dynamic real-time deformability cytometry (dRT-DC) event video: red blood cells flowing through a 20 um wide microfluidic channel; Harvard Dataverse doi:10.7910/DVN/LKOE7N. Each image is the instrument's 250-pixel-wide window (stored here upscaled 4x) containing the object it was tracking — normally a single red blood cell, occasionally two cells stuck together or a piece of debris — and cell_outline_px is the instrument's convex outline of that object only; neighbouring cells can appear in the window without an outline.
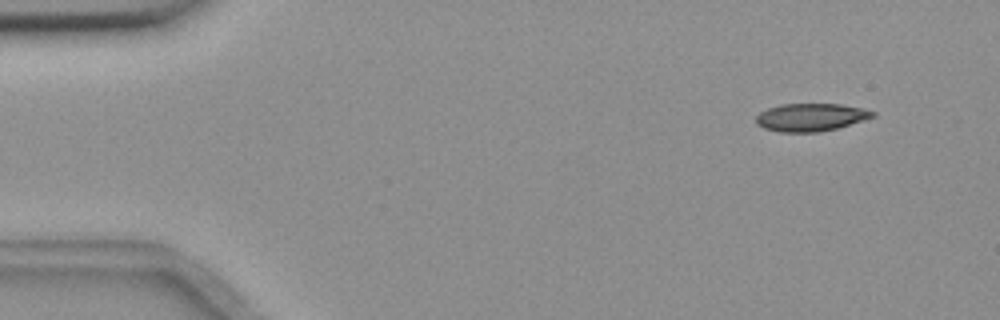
{"species": "common noctule bat (a hibernating species)", "species_latin": "Nyctalus noctula", "temperature_condition": "room temperature", "stored_images_in_passage": 26, "camera_frame_rate_fps": 3000, "um_per_image_px": 0.085, "animal": {"sex": "female", "body_mass_g": 18.4}, "frame": {"image": 1, "passage_image": 1, "time_ms": 0.0, "image_size_px": [1000, 320], "cell_outline_px": [[876, 116], [864, 120], [836, 128], [820, 132], [780, 132], [764, 128], [756, 124], [756, 116], [760, 112], [768, 108], [780, 104], [840, 104], [864, 108], [876, 112]], "centroid_in_image_um": [68.92, 9.96], "position_along_channel_um": 16.1, "area_um2": 18.96}}
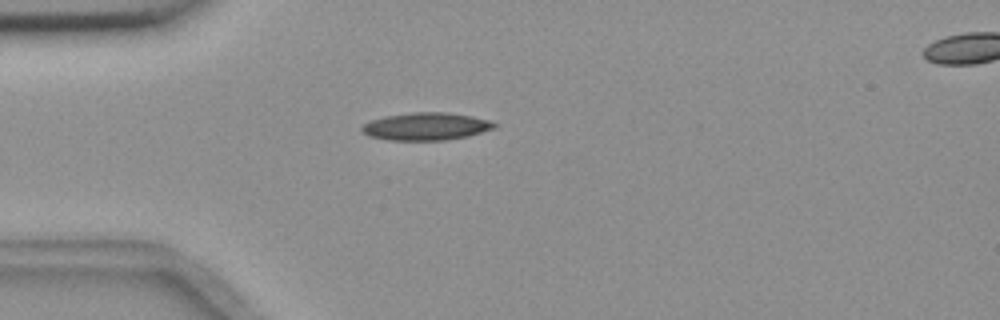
{"frame": {"image": 2, "passage_image": 11, "time_ms": 3.333, "image_size_px": [1000, 320], "cell_outline_px": [[500, 124], [496, 128], [468, 136], [444, 140], [388, 140], [372, 136], [364, 132], [360, 128], [364, 124], [372, 120], [384, 116], [416, 112], [448, 112], [472, 116], [488, 120]], "centroid_in_image_um": [36.28, 10.74], "position_along_channel_um": 48.7, "area_um2": 21.21}}
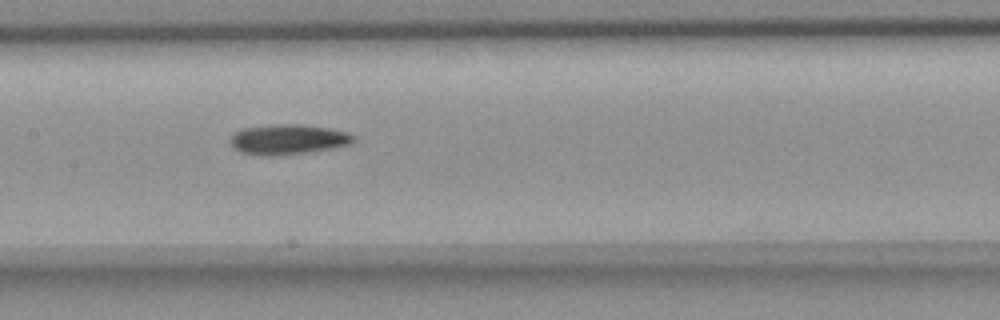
{"frame": {"image": 3, "passage_image": 23, "time_ms": 7.333, "image_size_px": [1000, 320], "cell_outline_px": [[356, 140], [352, 144], [332, 148], [304, 152], [272, 156], [268, 156], [240, 152], [232, 148], [228, 140], [240, 128], [280, 124], [300, 124], [328, 128], [348, 132], [356, 136]], "centroid_in_image_um": [24.48, 11.84], "position_along_channel_um": 182.9, "area_um2": 21.68}}